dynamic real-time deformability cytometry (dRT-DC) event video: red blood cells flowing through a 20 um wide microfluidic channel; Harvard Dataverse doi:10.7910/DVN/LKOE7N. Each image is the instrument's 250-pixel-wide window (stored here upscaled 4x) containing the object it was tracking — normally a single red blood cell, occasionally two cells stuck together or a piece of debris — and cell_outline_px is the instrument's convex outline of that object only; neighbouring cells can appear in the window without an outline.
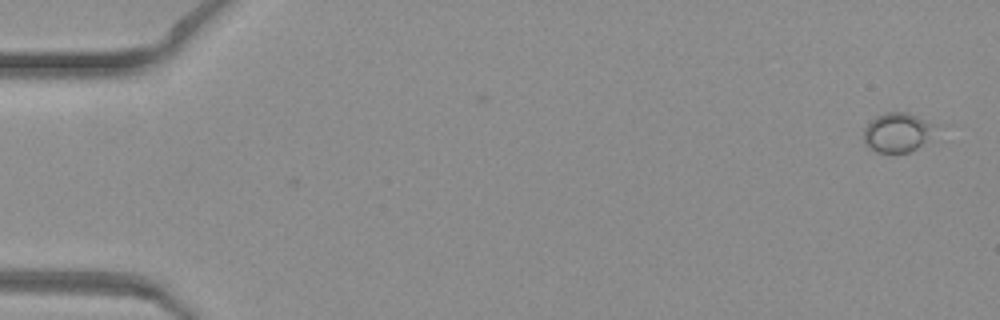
{"species": "common noctule bat (a hibernating species)", "species_latin": "Nyctalus noctula", "temperature_condition": "warm", "stored_images_in_passage": 2, "camera_frame_rate_fps": 3000, "um_per_image_px": 0.085, "animal": {"sex": "female", "body_mass_g": 19.3, "forearm_length_mm": 54.1}, "frame": {"image": 1, "passage_image": 2, "time_ms": 0.333, "image_size_px": [1000, 320], "cell_outline_px": [[932, 124], [928, 140], [916, 148], [908, 152], [876, 152], [864, 144], [864, 128], [876, 116], [888, 112], [904, 112], [924, 120]], "centroid_in_image_um": [76.18, 11.27], "position_along_channel_um": 8.8, "area_um2": 15.72}}